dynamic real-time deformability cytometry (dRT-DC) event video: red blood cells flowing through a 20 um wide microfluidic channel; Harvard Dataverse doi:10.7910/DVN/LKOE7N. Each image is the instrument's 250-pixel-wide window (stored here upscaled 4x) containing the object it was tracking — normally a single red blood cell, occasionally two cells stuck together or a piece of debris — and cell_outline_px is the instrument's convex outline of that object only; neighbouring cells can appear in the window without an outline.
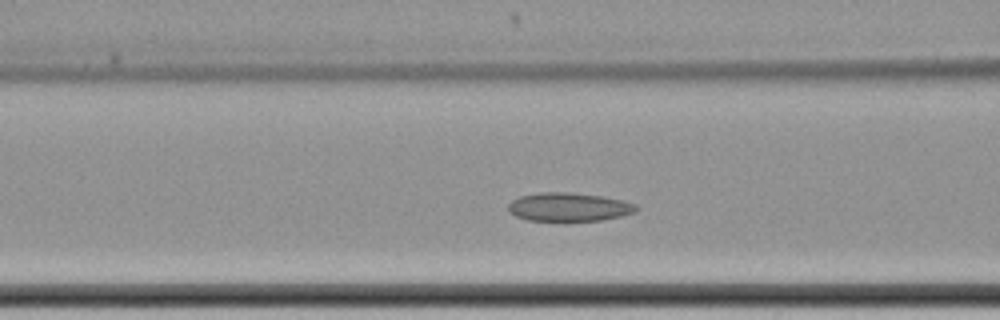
{"species": "common noctule bat (a hibernating species)", "species_latin": "Nyctalus noctula", "temperature_condition": "cold", "stored_images_in_passage": 55, "camera_frame_rate_fps": 3000, "um_per_image_px": 0.085, "animal": {"sex": "female", "body_mass_g": 22.7, "forearm_length_mm": 54.2}, "frame": {"image": 1, "passage_image": 18, "time_ms": 5.667, "image_size_px": [1000, 320], "cell_outline_px": [[640, 208], [636, 212], [620, 216], [600, 220], [528, 220], [516, 216], [508, 212], [508, 204], [512, 200], [520, 196], [540, 192], [568, 192], [600, 196], [620, 200], [636, 204]], "centroid_in_image_um": [48.34, 17.59], "position_along_channel_um": 118.3, "area_um2": 21.1}}
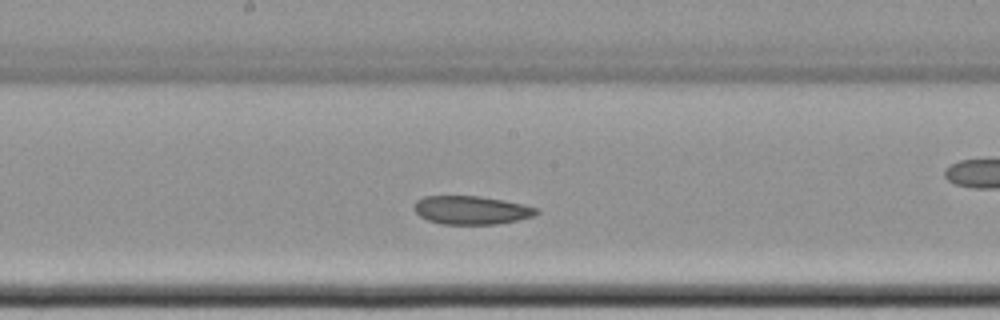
{"frame": {"image": 2, "passage_image": 26, "time_ms": 8.333, "image_size_px": [1000, 320], "cell_outline_px": [[540, 212], [532, 216], [516, 220], [496, 224], [440, 224], [428, 220], [420, 216], [412, 208], [416, 200], [424, 196], [480, 196], [504, 200], [524, 204], [536, 208]], "centroid_in_image_um": [40.03, 17.85], "position_along_channel_um": 208.2, "area_um2": 20.29}}
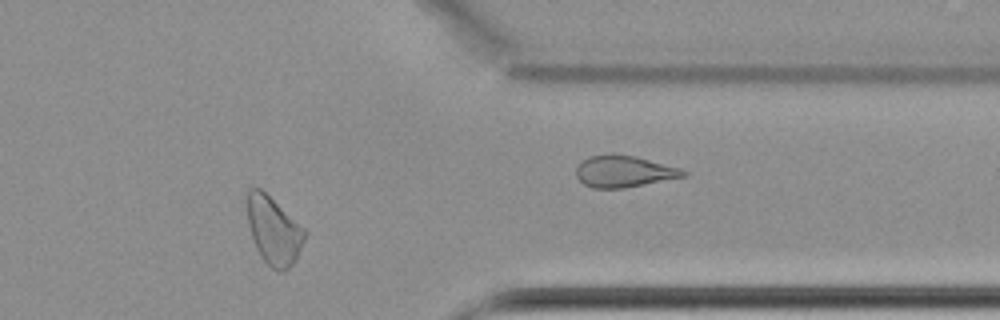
{"frame": {"image": 3, "passage_image": 43, "time_ms": 14.0, "image_size_px": [1000, 320], "cell_outline_px": [[308, 232], [296, 260], [288, 268], [280, 272], [272, 268], [260, 256], [256, 248], [248, 224], [248, 188], [260, 188], [304, 228]], "centroid_in_image_um": [23.28, 19.63], "position_along_channel_um": 388.1, "area_um2": 22.37}, "authors_computed_cell_mechanics": {"area_um2": 22.3686, "velocity_mm_per_s": 3.376, "shape_relaxation_time_tau1_ms": null, "shape_relaxation_time_tau2_ms": 7.2977, "deformation_change_tau1": null, "deformation_change_tau2": 0.1004}}